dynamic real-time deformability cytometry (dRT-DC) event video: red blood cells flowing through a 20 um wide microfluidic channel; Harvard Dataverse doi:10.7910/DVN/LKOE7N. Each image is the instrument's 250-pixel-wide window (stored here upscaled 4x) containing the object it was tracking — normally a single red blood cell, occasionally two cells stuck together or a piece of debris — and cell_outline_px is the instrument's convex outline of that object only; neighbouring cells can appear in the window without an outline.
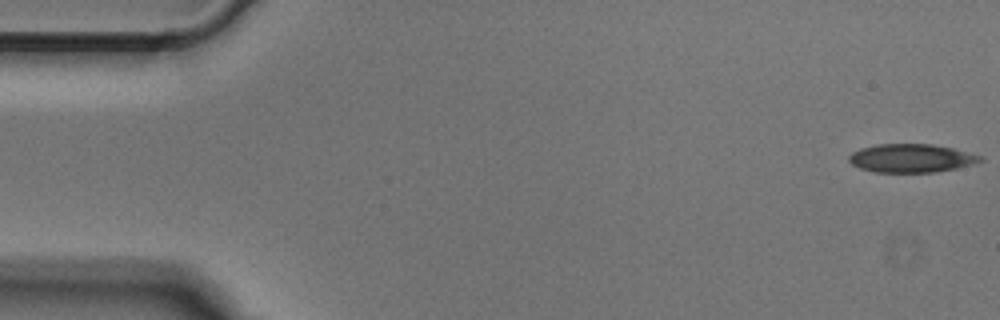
{"species": "Egyptian fruit bat (a non-hibernating species)", "species_latin": "Rousettus aegyptiacus", "temperature_condition": "cold", "stored_images_in_passage": 14, "camera_frame_rate_fps": 3000, "um_per_image_px": 0.085, "animal": {"sex": "male"}, "frame": {"image": 1, "passage_image": 1, "time_ms": 0.0, "image_size_px": [1000, 320], "cell_outline_px": [[984, 160], [972, 164], [956, 168], [932, 172], [876, 172], [860, 168], [852, 164], [848, 160], [848, 156], [852, 152], [860, 148], [876, 144], [932, 144], [952, 148], [984, 156]], "centroid_in_image_um": [77.45, 13.44], "position_along_channel_um": 7.6, "area_um2": 21.73}}
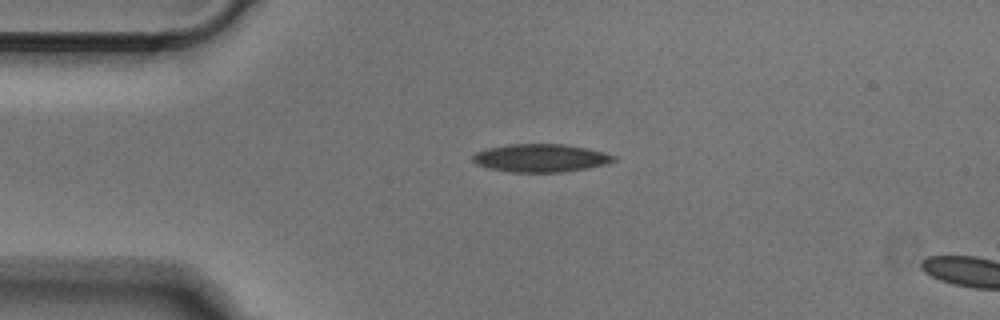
{"frame": {"image": 2, "passage_image": 11, "time_ms": 3.333, "image_size_px": [1000, 320], "cell_outline_px": [[616, 160], [604, 164], [584, 168], [560, 172], [512, 172], [488, 168], [476, 164], [472, 160], [472, 156], [476, 152], [488, 148], [508, 144], [564, 144], [604, 152], [616, 156]], "centroid_in_image_um": [45.91, 13.42], "position_along_channel_um": 39.1, "area_um2": 22.77}}